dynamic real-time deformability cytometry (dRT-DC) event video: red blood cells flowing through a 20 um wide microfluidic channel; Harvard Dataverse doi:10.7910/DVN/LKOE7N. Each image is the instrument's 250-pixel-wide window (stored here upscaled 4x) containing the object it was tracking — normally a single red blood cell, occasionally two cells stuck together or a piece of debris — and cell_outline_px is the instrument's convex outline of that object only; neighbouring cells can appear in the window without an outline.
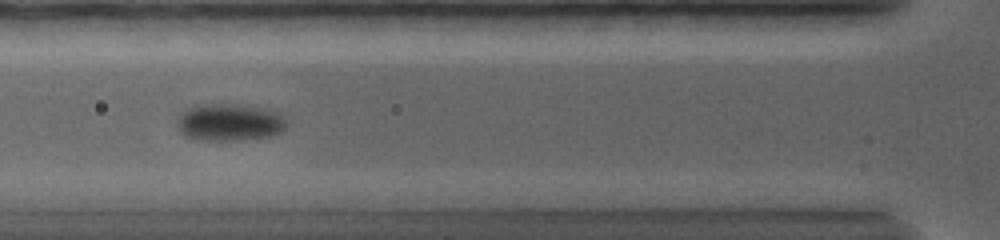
{"species": "common noctule bat (a hibernating species)", "species_latin": "Nyctalus noctula", "temperature_condition": "warm", "stored_images_in_passage": 14, "camera_frame_rate_fps": 5000, "um_per_image_px": 0.085, "animal": {"sex": "female", "body_mass_g": 19.0, "forearm_length_mm": 56.7}, "frame": {"image": 1, "passage_image": 7, "time_ms": 5.2, "image_size_px": [1000, 240], "cell_outline_px": [[288, 124], [280, 132], [268, 136], [244, 140], [200, 140], [184, 136], [176, 128], [176, 124], [180, 112], [196, 104], [236, 104], [264, 108], [280, 112], [288, 120]], "centroid_in_image_um": [19.49, 10.39], "position_along_channel_um": 106.3, "area_um2": 24.22}}
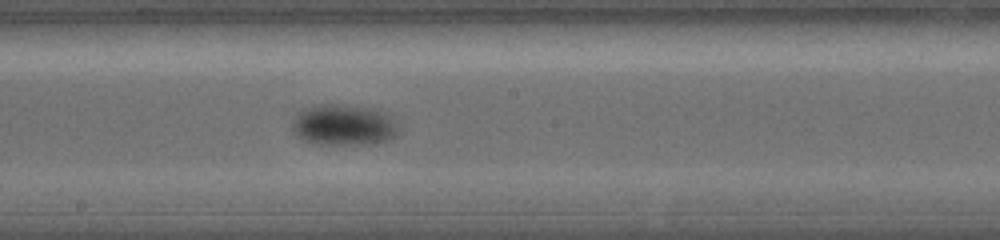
{"frame": {"image": 2, "passage_image": 11, "time_ms": 8.6, "image_size_px": [1000, 240], "cell_outline_px": [[400, 132], [396, 136], [388, 140], [372, 144], [320, 144], [304, 140], [296, 136], [292, 132], [292, 120], [300, 112], [316, 104], [344, 104], [376, 108], [388, 112], [396, 120], [400, 128]], "centroid_in_image_um": [29.29, 10.61], "position_along_channel_um": 218.9, "area_um2": 26.07}}
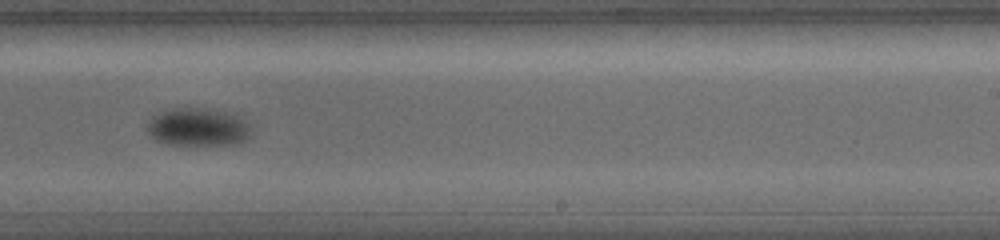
{"frame": {"image": 3, "passage_image": 13, "time_ms": 10.2, "image_size_px": [1000, 240], "cell_outline_px": [[248, 136], [244, 140], [236, 144], [172, 144], [156, 140], [148, 132], [148, 120], [152, 116], [160, 112], [176, 108], [204, 108], [236, 112], [244, 120], [248, 128]], "centroid_in_image_um": [16.82, 10.77], "position_along_channel_um": 272.2, "area_um2": 22.77}}